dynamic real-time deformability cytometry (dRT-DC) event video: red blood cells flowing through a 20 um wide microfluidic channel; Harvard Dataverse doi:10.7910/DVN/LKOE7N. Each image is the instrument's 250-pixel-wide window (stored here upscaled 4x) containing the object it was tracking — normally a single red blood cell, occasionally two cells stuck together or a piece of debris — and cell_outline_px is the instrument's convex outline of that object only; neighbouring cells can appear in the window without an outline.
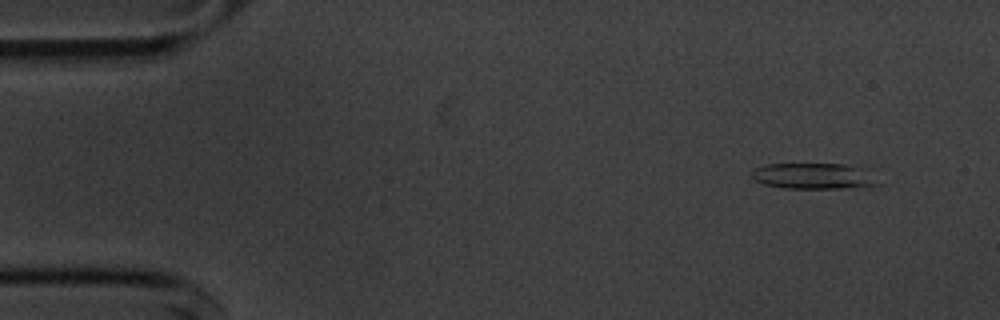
{"species": "common noctule bat (a hibernating species)", "species_latin": "Nyctalus noctula", "temperature_condition": "cold", "stored_images_in_passage": 55, "camera_frame_rate_fps": 3000, "um_per_image_px": 0.085, "animal": {"sex": "male", "body_mass_g": 20.1, "forearm_length_mm": 53.5}, "frame": {"image": 1, "passage_image": 5, "time_ms": 1.333, "image_size_px": [1000, 320], "cell_outline_px": [[880, 184], [868, 188], [784, 188], [764, 184], [756, 180], [752, 176], [752, 172], [756, 168], [764, 164], [844, 164], [860, 168]], "centroid_in_image_um": [69.14, 14.98], "position_along_channel_um": 15.9, "area_um2": 18.84}}
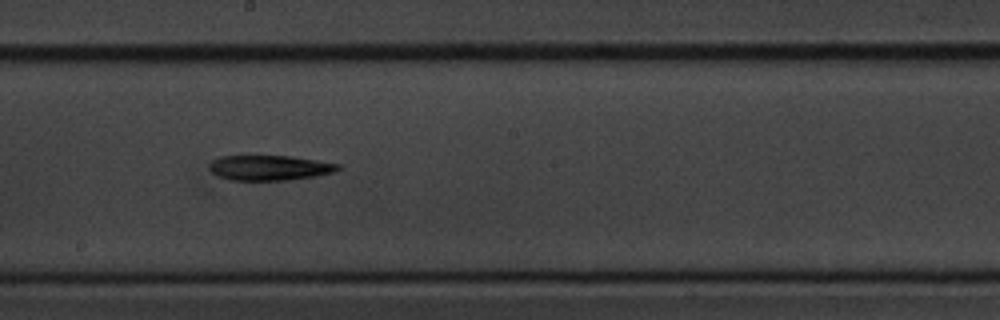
{"frame": {"image": 2, "passage_image": 30, "time_ms": 9.667, "image_size_px": [1000, 320], "cell_outline_px": [[340, 168], [336, 172], [316, 176], [284, 180], [228, 180], [212, 172], [208, 168], [212, 160], [220, 156], [292, 156], [340, 164]], "centroid_in_image_um": [22.92, 14.26], "position_along_channel_um": 225.3, "area_um2": 18.79}}
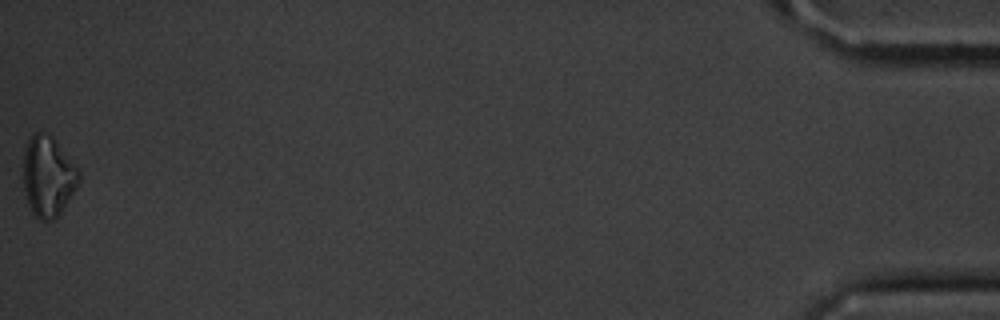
{"frame": {"image": 3, "passage_image": 55, "time_ms": 18.0, "image_size_px": [1000, 320], "cell_outline_px": [[80, 180], [76, 188], [60, 216], [52, 220], [40, 220], [32, 212], [28, 204], [24, 188], [24, 148], [28, 140], [36, 132], [40, 132], [52, 136], [76, 164], [80, 172]], "centroid_in_image_um": [4.11, 15.01], "position_along_channel_um": 431.1, "area_um2": 26.18}}